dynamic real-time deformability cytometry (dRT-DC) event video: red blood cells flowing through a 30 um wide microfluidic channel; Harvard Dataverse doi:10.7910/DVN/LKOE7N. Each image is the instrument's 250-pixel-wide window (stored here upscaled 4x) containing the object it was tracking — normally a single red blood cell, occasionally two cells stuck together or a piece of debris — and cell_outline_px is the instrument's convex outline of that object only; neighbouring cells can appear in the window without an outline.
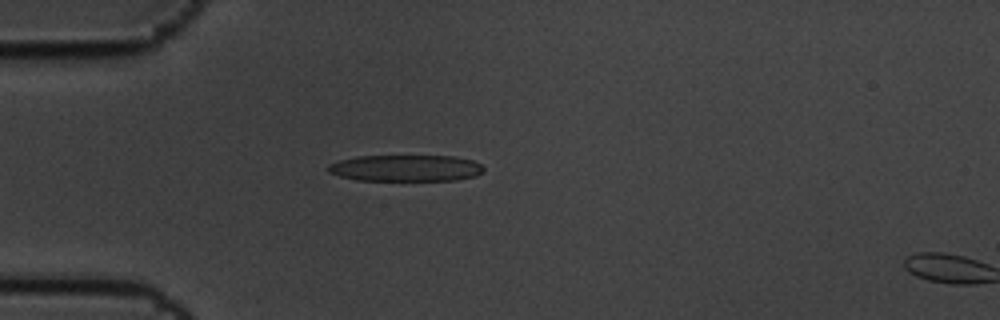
{"species": "common noctule bat (a hibernating species)", "species_latin": "Nyctalus noctula", "temperature_condition": "cold", "stored_images_in_passage": 5, "segment_of_instrument_passage": [1, 2], "camera_frame_rate_fps": 3000, "um_per_image_px": 0.085, "animal": {"sex": "male", "body_mass_g": 19.5, "forearm_length_mm": 54.6}, "frame": {"image": 1, "passage_image": 4, "time_ms": 1.0, "image_size_px": [1000, 320], "cell_outline_px": [[484, 172], [476, 176], [456, 180], [356, 180], [340, 176], [328, 172], [328, 164], [340, 160], [356, 156], [452, 156], [472, 160], [480, 164], [484, 168]], "centroid_in_image_um": [34.5, 14.29], "position_along_channel_um": 50.5, "area_um2": 23.99}}